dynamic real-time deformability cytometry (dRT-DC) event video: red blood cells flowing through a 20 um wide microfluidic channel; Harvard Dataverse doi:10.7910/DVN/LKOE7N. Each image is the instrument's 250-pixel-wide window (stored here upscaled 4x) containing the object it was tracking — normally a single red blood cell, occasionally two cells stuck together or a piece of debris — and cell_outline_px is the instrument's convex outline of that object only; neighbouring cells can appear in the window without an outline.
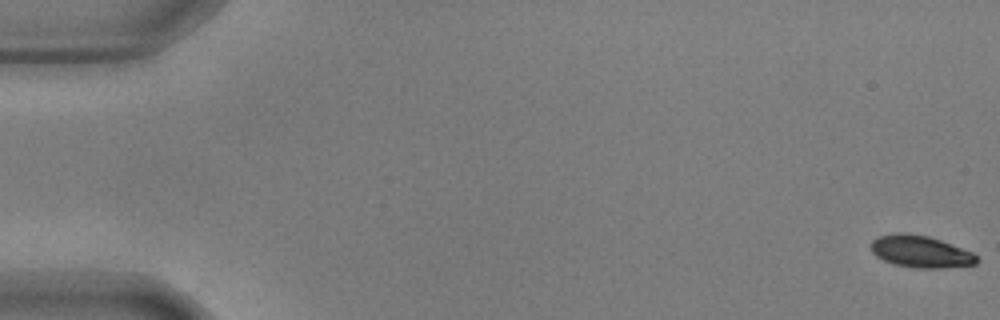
{"species": "common noctule bat (a hibernating species)", "species_latin": "Nyctalus noctula", "temperature_condition": "warm", "stored_images_in_passage": 57, "segment_of_instrument_passage": [1, 2], "camera_frame_rate_fps": 3000, "um_per_image_px": 0.085, "animal": {"sex": "male", "body_mass_g": 17.9, "forearm_length_mm": 54.2}, "frame": {"image": 1, "passage_image": 1, "time_ms": 0.0, "image_size_px": [1000, 320], "cell_outline_px": [[980, 260], [976, 264], [940, 268], [916, 268], [892, 264], [876, 256], [872, 252], [872, 240], [880, 236], [896, 232], [908, 232], [928, 236], [940, 240], [972, 252]], "centroid_in_image_um": [78.24, 21.38], "position_along_channel_um": 6.8, "area_um2": 19.71}}
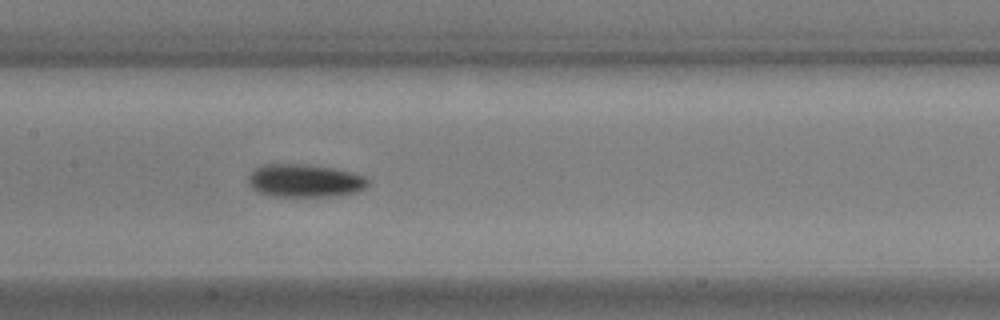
{"frame": {"image": 2, "passage_image": 28, "time_ms": 9.0, "image_size_px": [1000, 320], "cell_outline_px": [[368, 184], [364, 188], [356, 192], [340, 196], [272, 196], [256, 192], [248, 184], [248, 176], [256, 168], [264, 164], [308, 164], [332, 168], [352, 172], [364, 176], [368, 180]], "centroid_in_image_um": [25.89, 15.36], "position_along_channel_um": 181.5, "area_um2": 23.12}}
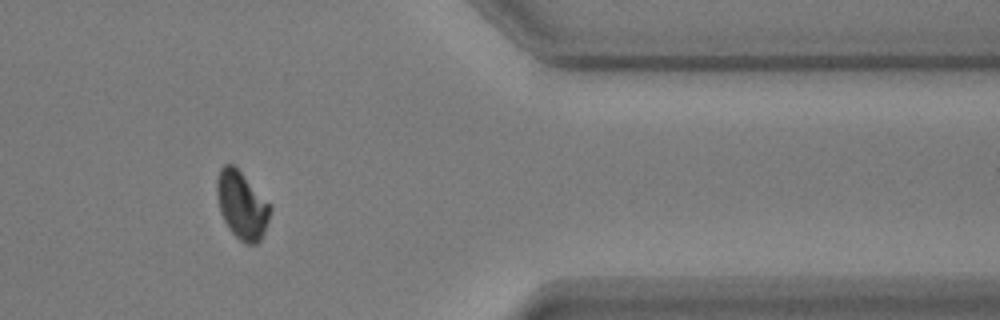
{"frame": {"image": 3, "passage_image": 47, "time_ms": 15.333, "image_size_px": [1000, 320], "cell_outline_px": [[272, 208], [264, 232], [260, 240], [256, 244], [244, 244], [228, 228], [220, 212], [216, 196], [216, 180], [220, 168], [224, 164], [232, 164], [272, 204]], "centroid_in_image_um": [20.55, 17.44], "position_along_channel_um": 390.8, "area_um2": 21.1}}